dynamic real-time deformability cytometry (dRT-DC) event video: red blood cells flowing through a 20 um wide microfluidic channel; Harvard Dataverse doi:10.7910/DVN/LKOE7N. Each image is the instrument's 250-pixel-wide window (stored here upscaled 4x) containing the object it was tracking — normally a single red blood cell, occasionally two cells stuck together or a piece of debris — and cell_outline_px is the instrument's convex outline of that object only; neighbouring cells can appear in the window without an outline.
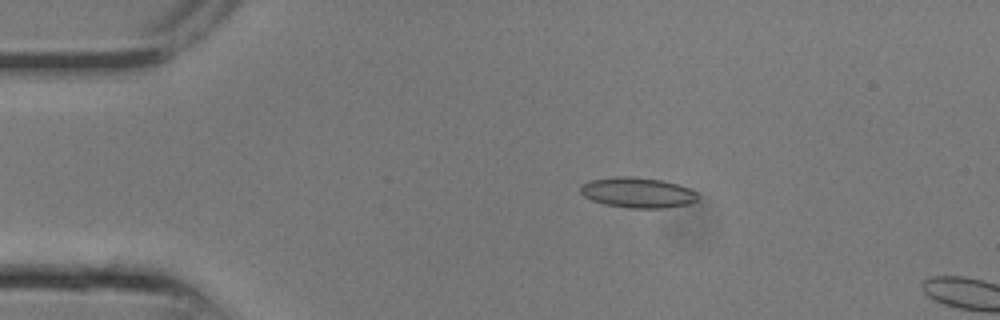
{"species": "common noctule bat (a hibernating species)", "species_latin": "Nyctalus noctula", "temperature_condition": "room temperature", "stored_images_in_passage": 7, "camera_frame_rate_fps": 3000, "um_per_image_px": 0.085, "animal": {"sex": "male", "body_mass_g": 13.3}, "frame": {"image": 1, "passage_image": 5, "time_ms": 1.333, "image_size_px": [1000, 320], "cell_outline_px": [[696, 200], [688, 204], [668, 208], [628, 208], [604, 204], [592, 200], [584, 196], [580, 192], [580, 184], [592, 180], [616, 176], [632, 176], [664, 180], [688, 188], [696, 192]], "centroid_in_image_um": [54.17, 16.37], "position_along_channel_um": 30.8, "area_um2": 20.81}}